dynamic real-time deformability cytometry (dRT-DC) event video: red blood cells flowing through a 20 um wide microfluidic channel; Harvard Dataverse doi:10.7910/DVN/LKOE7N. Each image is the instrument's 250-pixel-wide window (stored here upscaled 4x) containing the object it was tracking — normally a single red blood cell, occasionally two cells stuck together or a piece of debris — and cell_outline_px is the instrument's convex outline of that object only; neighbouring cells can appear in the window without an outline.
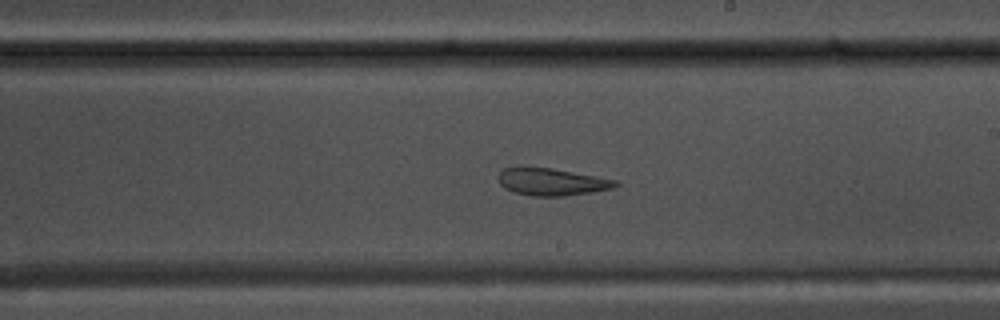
{"species": "common noctule bat (a hibernating species)", "species_latin": "Nyctalus noctula", "temperature_condition": "warm", "stored_images_in_passage": 56, "camera_frame_rate_fps": 3000, "um_per_image_px": 0.085, "animal": {"sex": "male", "body_mass_g": 17.5, "forearm_length_mm": 52.3}, "frame": {"image": 1, "passage_image": 32, "time_ms": 10.333, "image_size_px": [1000, 320], "cell_outline_px": [[620, 184], [612, 188], [564, 196], [532, 196], [516, 192], [504, 188], [500, 184], [500, 172], [504, 168], [516, 164], [520, 164], [552, 168], [616, 180]], "centroid_in_image_um": [46.82, 15.41], "position_along_channel_um": 242.2, "area_um2": 18.79}}
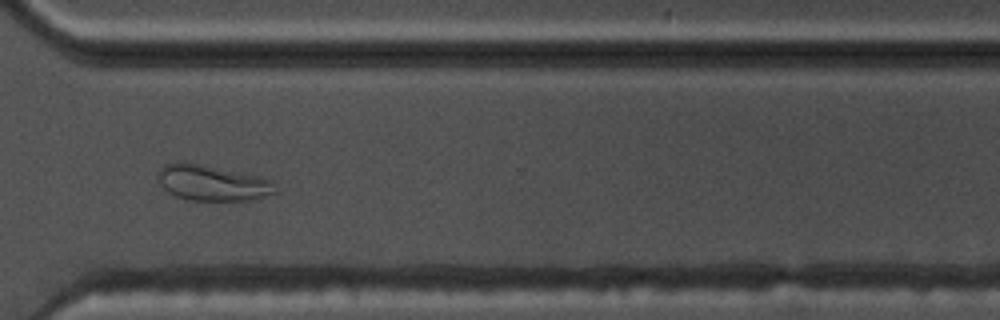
{"frame": {"image": 2, "passage_image": 41, "time_ms": 13.333, "image_size_px": [1000, 320], "cell_outline_px": [[280, 192], [256, 200], [188, 200], [176, 196], [168, 192], [160, 184], [156, 176], [156, 172], [164, 164], [184, 160], [260, 176], [272, 180]], "centroid_in_image_um": [18.07, 15.53], "position_along_channel_um": 352.5, "area_um2": 25.14}}
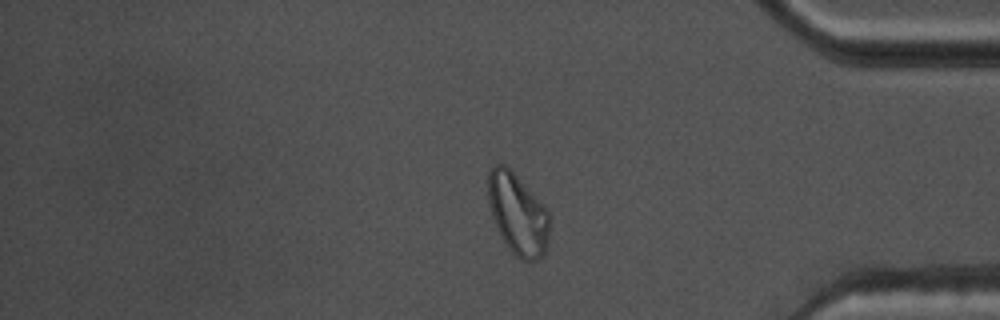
{"frame": {"image": 3, "passage_image": 46, "time_ms": 15.0, "image_size_px": [1000, 320], "cell_outline_px": [[552, 220], [548, 244], [544, 256], [536, 260], [520, 260], [508, 248], [492, 216], [488, 204], [488, 172], [496, 164], [504, 164], [516, 176], [548, 212]], "centroid_in_image_um": [44.03, 18.25], "position_along_channel_um": 391.2, "area_um2": 28.78}, "authors_computed_cell_mechanics": {"area_um2": 25.4898, "velocity_mm_per_s": 3.6662, "shape_relaxation_time_tau1_ms": null, "shape_relaxation_time_tau2_ms": 2.3601, "deformation_change_tau1": null, "deformation_change_tau2": 0.1005}}